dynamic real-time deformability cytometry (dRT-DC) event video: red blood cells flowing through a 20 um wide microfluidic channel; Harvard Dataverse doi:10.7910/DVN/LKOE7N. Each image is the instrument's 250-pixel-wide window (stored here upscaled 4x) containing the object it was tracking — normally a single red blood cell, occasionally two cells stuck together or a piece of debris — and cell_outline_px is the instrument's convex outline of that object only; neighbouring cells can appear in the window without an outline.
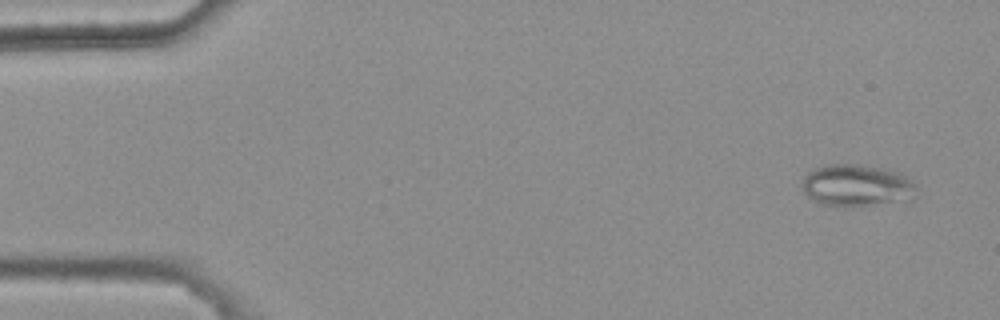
{"species": "common noctule bat (a hibernating species)", "species_latin": "Nyctalus noctula", "temperature_condition": "warm", "stored_images_in_passage": 46, "camera_frame_rate_fps": 3000, "um_per_image_px": 0.085, "animal": {"sex": "female", "body_mass_g": 25.1}, "frame": {"image": 1, "passage_image": 2, "time_ms": 0.333, "image_size_px": [1000, 320], "cell_outline_px": [[916, 196], [912, 204], [844, 208], [820, 204], [808, 196], [804, 192], [804, 176], [812, 168], [824, 164], [856, 164], [884, 168], [896, 172], [904, 176], [916, 184]], "centroid_in_image_um": [72.93, 15.84], "position_along_channel_um": 12.1, "area_um2": 29.42}}
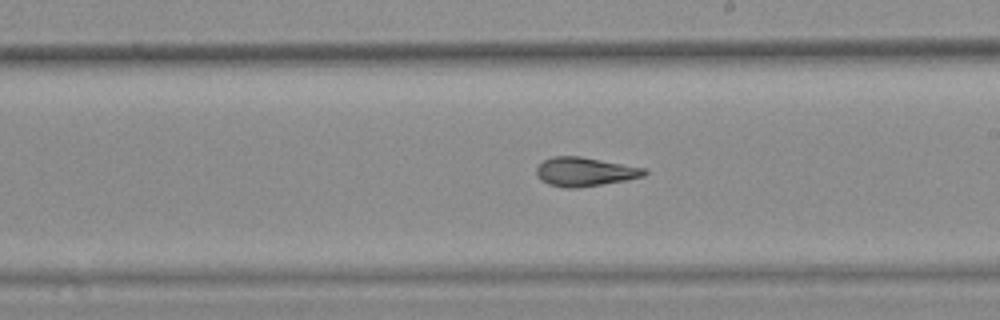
{"frame": {"image": 2, "passage_image": 30, "time_ms": 9.667, "image_size_px": [1000, 320], "cell_outline_px": [[648, 172], [644, 176], [624, 180], [576, 188], [564, 188], [548, 184], [540, 180], [536, 176], [536, 168], [544, 160], [552, 156], [580, 156], [644, 168]], "centroid_in_image_um": [49.65, 14.6], "position_along_channel_um": 239.3, "area_um2": 18.03}}
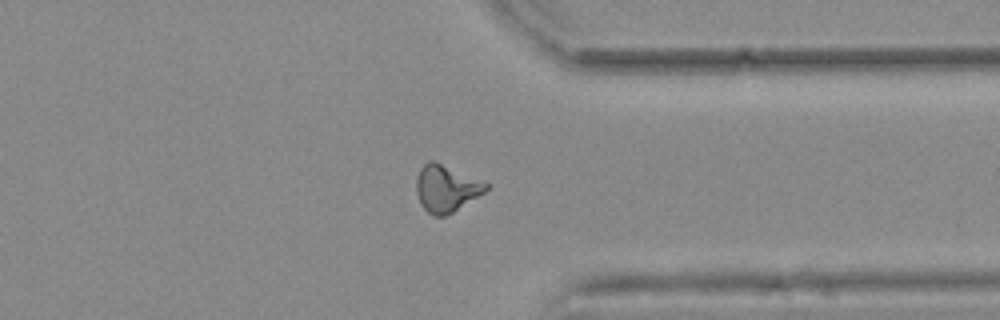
{"frame": {"image": 3, "passage_image": 41, "time_ms": 13.333, "image_size_px": [1000, 320], "cell_outline_px": [[488, 188], [484, 192], [452, 212], [444, 216], [432, 216], [420, 204], [416, 192], [416, 180], [420, 168], [428, 160], [432, 160], [488, 184]], "centroid_in_image_um": [37.87, 16.03], "position_along_channel_um": 373.5, "area_um2": 18.5}, "authors_computed_cell_mechanics": {"area_um2": 18.3804, "velocity_mm_per_s": 3.7374, "shape_relaxation_time_tau1_ms": null, "shape_relaxation_time_tau2_ms": 3.2861, "deformation_change_tau1": null, "deformation_change_tau2": 0.0739}}